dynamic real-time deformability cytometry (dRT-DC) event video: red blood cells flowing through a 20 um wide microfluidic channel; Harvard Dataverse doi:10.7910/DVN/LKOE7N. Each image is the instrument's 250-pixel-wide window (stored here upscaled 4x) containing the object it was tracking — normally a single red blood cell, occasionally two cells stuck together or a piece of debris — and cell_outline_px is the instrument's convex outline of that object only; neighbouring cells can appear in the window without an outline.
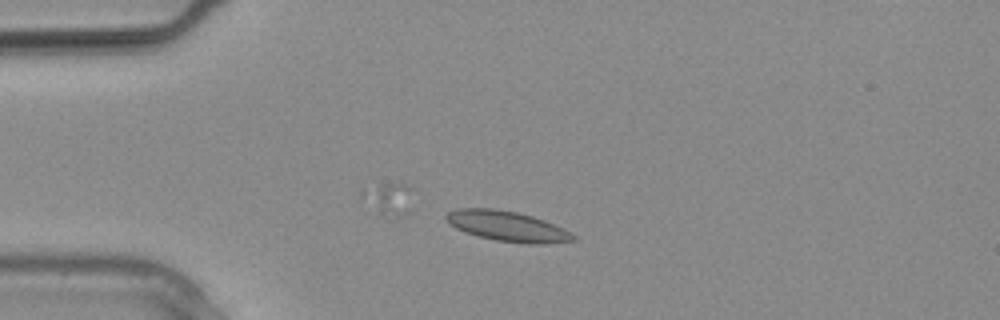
{"species": "common noctule bat (a hibernating species)", "species_latin": "Nyctalus noctula", "temperature_condition": "warm", "stored_images_in_passage": 12, "camera_frame_rate_fps": 3000, "um_per_image_px": 0.085, "animal": {"sex": "male", "body_mass_g": 20.4}, "frame": {"image": 1, "passage_image": 2, "time_ms": 0.333, "image_size_px": [1000, 320], "cell_outline_px": [[576, 240], [544, 244], [528, 244], [496, 240], [464, 232], [448, 224], [444, 216], [448, 212], [460, 208], [496, 208], [516, 212], [532, 216], [544, 220], [576, 236]], "centroid_in_image_um": [43.07, 19.22], "position_along_channel_um": 41.9, "area_um2": 22.2}}